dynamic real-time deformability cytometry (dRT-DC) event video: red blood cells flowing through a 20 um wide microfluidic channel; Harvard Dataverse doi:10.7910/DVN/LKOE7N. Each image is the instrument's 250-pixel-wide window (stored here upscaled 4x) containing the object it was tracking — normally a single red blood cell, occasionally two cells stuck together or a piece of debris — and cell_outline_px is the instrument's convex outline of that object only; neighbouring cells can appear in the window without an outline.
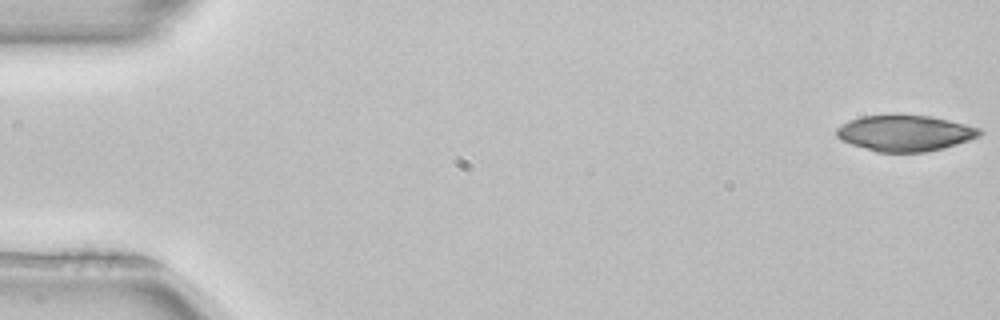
{"species": "common noctule bat (a hibernating species)", "species_latin": "Nyctalus noctula", "temperature_condition": "room temperature", "stored_images_in_passage": 52, "camera_frame_rate_fps": 3000, "um_per_image_px": 0.085, "animal": {"sex": "female", "body_mass_g": 22.7, "forearm_length_mm": 54.2}, "frame": {"image": 1, "passage_image": 1, "time_ms": 0.0, "image_size_px": [1000, 320], "cell_outline_px": [[984, 132], [980, 136], [956, 144], [924, 152], [876, 152], [840, 140], [836, 136], [836, 128], [848, 120], [860, 116], [932, 116], [980, 128]], "centroid_in_image_um": [76.9, 11.32], "position_along_channel_um": 8.1, "area_um2": 29.65}}
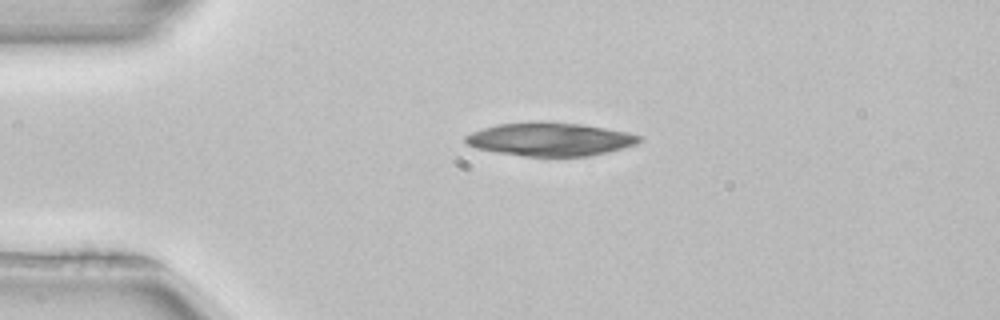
{"frame": {"image": 2, "passage_image": 12, "time_ms": 3.667, "image_size_px": [1000, 320], "cell_outline_px": [[644, 140], [636, 144], [608, 152], [588, 156], [524, 156], [496, 152], [476, 148], [468, 144], [464, 140], [464, 136], [472, 132], [484, 128], [500, 124], [532, 120], [580, 124], [628, 132], [644, 136]], "centroid_in_image_um": [46.78, 11.83], "position_along_channel_um": 38.2, "area_um2": 33.93}}